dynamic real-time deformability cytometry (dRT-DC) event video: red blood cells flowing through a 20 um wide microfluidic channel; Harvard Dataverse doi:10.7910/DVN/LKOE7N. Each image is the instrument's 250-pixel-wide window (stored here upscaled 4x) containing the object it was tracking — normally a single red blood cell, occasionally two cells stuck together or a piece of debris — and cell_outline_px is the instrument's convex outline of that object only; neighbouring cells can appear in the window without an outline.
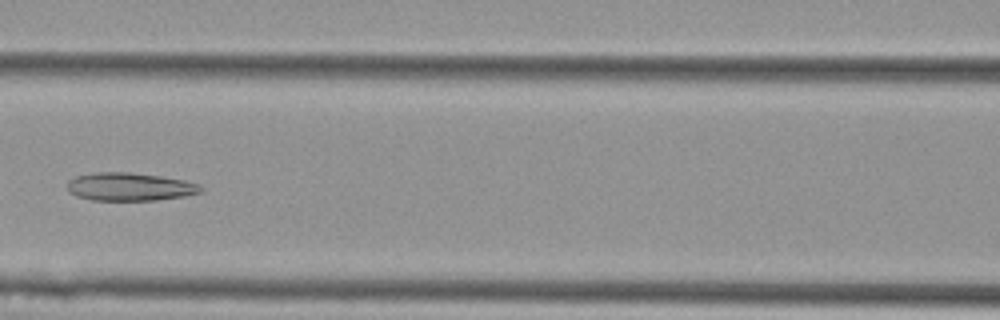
{"species": "Egyptian fruit bat (a non-hibernating species)", "species_latin": "Rousettus aegyptiacus", "temperature_condition": "cold", "stored_images_in_passage": 7, "camera_frame_rate_fps": 3000, "um_per_image_px": 0.085, "animal": {"sex": "female"}, "frame": {"image": 1, "passage_image": 7, "time_ms": 2.0, "image_size_px": [1000, 320], "cell_outline_px": [[204, 188], [200, 192], [184, 196], [156, 200], [92, 200], [76, 196], [68, 192], [68, 180], [76, 176], [92, 172], [128, 172], [160, 176], [184, 180], [200, 184]], "centroid_in_image_um": [11.01, 15.87], "position_along_channel_um": 155.6, "area_um2": 21.91}}